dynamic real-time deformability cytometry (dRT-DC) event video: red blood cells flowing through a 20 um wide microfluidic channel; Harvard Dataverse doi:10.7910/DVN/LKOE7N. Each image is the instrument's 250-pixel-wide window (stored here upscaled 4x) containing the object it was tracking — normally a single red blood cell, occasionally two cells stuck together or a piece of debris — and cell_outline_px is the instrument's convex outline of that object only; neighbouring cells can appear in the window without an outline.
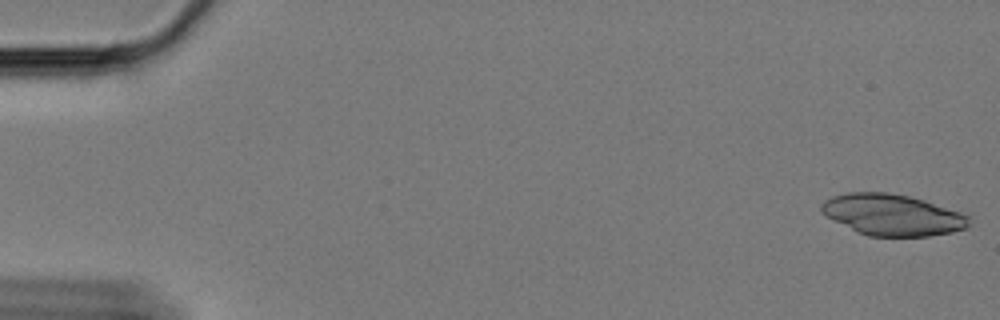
{"species": "Egyptian fruit bat (a non-hibernating species)", "species_latin": "Rousettus aegyptiacus", "temperature_condition": "cold", "stored_images_in_passage": 43, "camera_frame_rate_fps": 3000, "um_per_image_px": 0.085, "animal": {"sex": "female"}, "frame": {"image": 1, "passage_image": 1, "time_ms": 0.0, "image_size_px": [1000, 320], "cell_outline_px": [[968, 228], [952, 232], [928, 236], [868, 236], [856, 232], [820, 212], [820, 204], [824, 200], [832, 196], [848, 192], [888, 192], [908, 196], [924, 200], [960, 212], [968, 216]], "centroid_in_image_um": [75.82, 18.26], "position_along_channel_um": 9.2, "area_um2": 35.43}}